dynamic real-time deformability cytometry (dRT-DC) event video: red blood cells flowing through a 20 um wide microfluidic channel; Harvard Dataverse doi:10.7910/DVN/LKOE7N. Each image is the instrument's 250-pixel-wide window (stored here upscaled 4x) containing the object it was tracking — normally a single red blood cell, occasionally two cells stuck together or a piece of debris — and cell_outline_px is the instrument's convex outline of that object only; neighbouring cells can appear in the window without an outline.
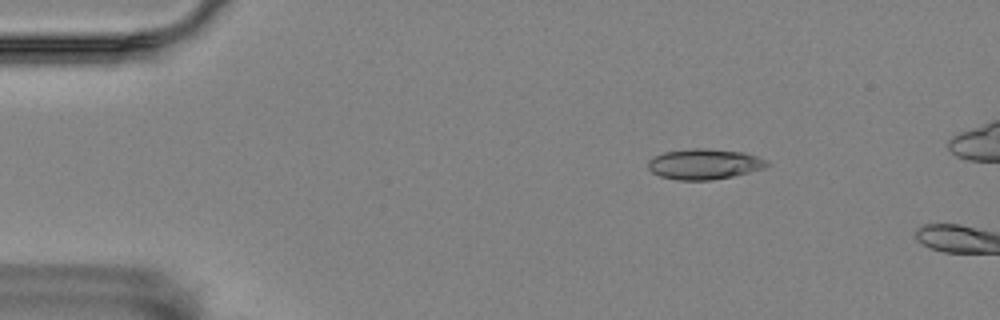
{"species": "Egyptian fruit bat (a non-hibernating species)", "species_latin": "Rousettus aegyptiacus", "temperature_condition": "room temperature", "stored_images_in_passage": 12, "camera_frame_rate_fps": 3000, "um_per_image_px": 0.085, "animal": {"sex": "female"}, "frame": {"image": 1, "passage_image": 9, "time_ms": 2.667, "image_size_px": [1000, 320], "cell_outline_px": [[772, 164], [764, 168], [732, 176], [712, 180], [676, 180], [660, 176], [652, 172], [648, 168], [648, 160], [664, 152], [688, 148], [708, 148], [744, 152], [756, 156]], "centroid_in_image_um": [59.85, 13.94], "position_along_channel_um": 25.2, "area_um2": 21.15}}